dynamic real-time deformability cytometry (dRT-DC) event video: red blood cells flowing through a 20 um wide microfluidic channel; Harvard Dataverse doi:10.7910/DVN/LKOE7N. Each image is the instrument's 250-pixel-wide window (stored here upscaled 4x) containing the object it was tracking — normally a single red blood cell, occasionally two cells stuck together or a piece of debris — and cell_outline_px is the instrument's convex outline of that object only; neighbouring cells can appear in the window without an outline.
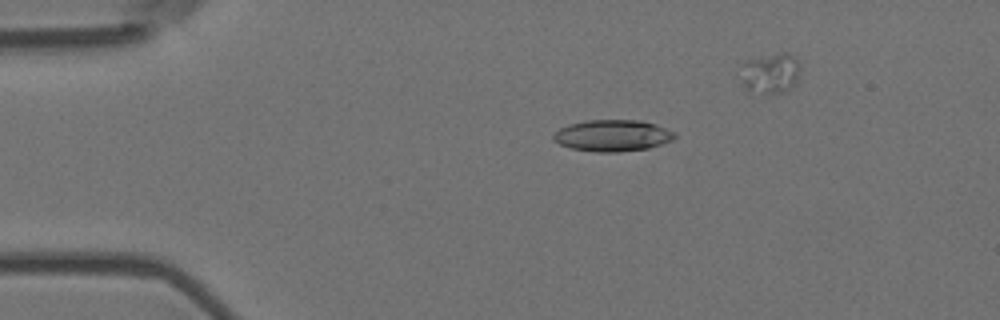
{"species": "Egyptian fruit bat (a non-hibernating species)", "species_latin": "Rousettus aegyptiacus", "temperature_condition": "room temperature", "stored_images_in_passage": 45, "camera_frame_rate_fps": 3000, "um_per_image_px": 0.085, "animal": {"sex": "female"}, "frame": {"image": 1, "passage_image": 11, "time_ms": 3.333, "image_size_px": [1000, 320], "cell_outline_px": [[676, 136], [672, 140], [648, 148], [620, 152], [596, 152], [572, 148], [560, 144], [552, 140], [552, 136], [560, 128], [568, 124], [588, 120], [640, 120], [656, 124], [676, 132]], "centroid_in_image_um": [52.07, 11.52], "position_along_channel_um": 32.9, "area_um2": 22.31}}
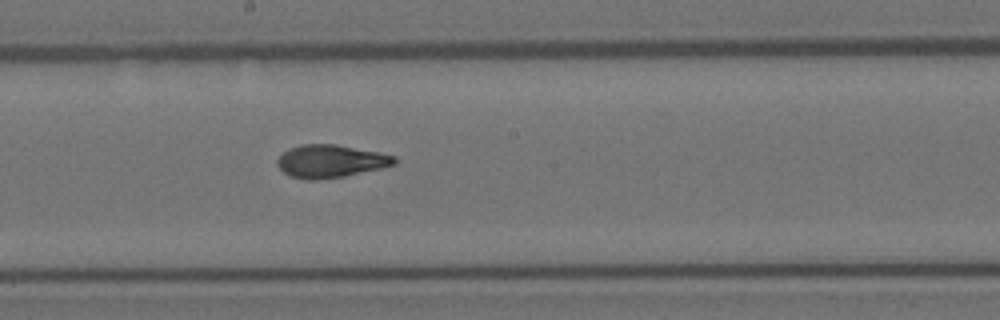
{"frame": {"image": 2, "passage_image": 30, "time_ms": 9.667, "image_size_px": [1000, 320], "cell_outline_px": [[396, 164], [380, 168], [344, 176], [316, 180], [308, 180], [292, 176], [284, 172], [276, 164], [276, 160], [284, 152], [300, 144], [336, 144], [396, 156]], "centroid_in_image_um": [28.09, 13.7], "position_along_channel_um": 220.1, "area_um2": 22.08}}
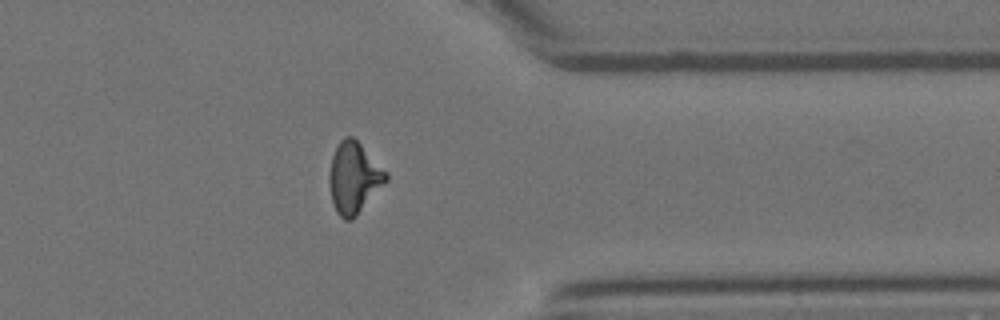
{"frame": {"image": 3, "passage_image": 44, "time_ms": 14.333, "image_size_px": [1000, 320], "cell_outline_px": [[388, 180], [356, 216], [352, 220], [344, 220], [336, 212], [332, 200], [328, 180], [328, 176], [332, 156], [340, 140], [344, 136], [352, 136], [388, 172]], "centroid_in_image_um": [30.08, 15.12], "position_along_channel_um": 381.3, "area_um2": 23.47}}